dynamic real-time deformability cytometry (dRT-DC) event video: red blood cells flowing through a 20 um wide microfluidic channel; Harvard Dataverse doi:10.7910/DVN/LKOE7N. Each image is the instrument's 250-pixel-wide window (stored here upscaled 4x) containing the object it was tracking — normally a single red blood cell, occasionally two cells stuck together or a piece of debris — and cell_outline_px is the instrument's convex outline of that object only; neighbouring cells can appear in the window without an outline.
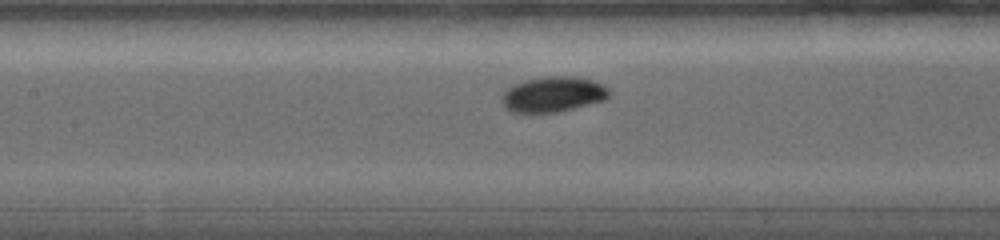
{"species": "common noctule bat (a hibernating species)", "species_latin": "Nyctalus noctula", "temperature_condition": "warm", "stored_images_in_passage": 41, "camera_frame_rate_fps": 5000, "um_per_image_px": 0.085, "animal": {"sex": "female", "body_mass_g": 19.0, "forearm_length_mm": 56.7}, "frame": {"image": 1, "passage_image": 17, "time_ms": 5.6, "image_size_px": [1000, 240], "cell_outline_px": [[612, 92], [604, 100], [556, 112], [532, 116], [512, 112], [504, 108], [500, 100], [500, 96], [512, 84], [524, 80], [548, 76], [576, 76], [592, 80], [608, 88]], "centroid_in_image_um": [46.92, 8.05], "position_along_channel_um": 160.5, "area_um2": 22.77}}
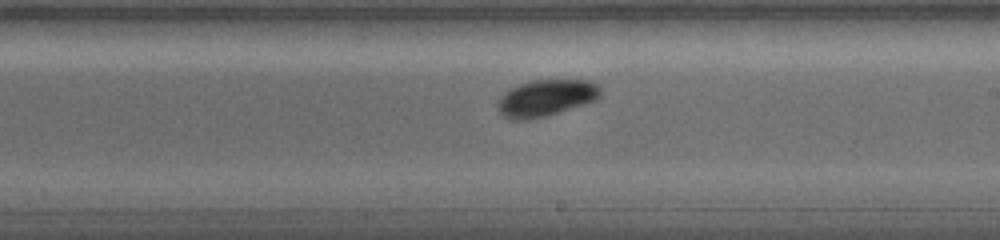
{"frame": {"image": 2, "passage_image": 25, "time_ms": 7.8, "image_size_px": [1000, 240], "cell_outline_px": [[600, 96], [596, 100], [584, 104], [544, 116], [524, 120], [512, 120], [504, 116], [496, 108], [496, 104], [500, 96], [504, 92], [520, 84], [532, 80], [588, 80], [600, 84]], "centroid_in_image_um": [46.4, 8.32], "position_along_channel_um": 242.6, "area_um2": 21.85}}
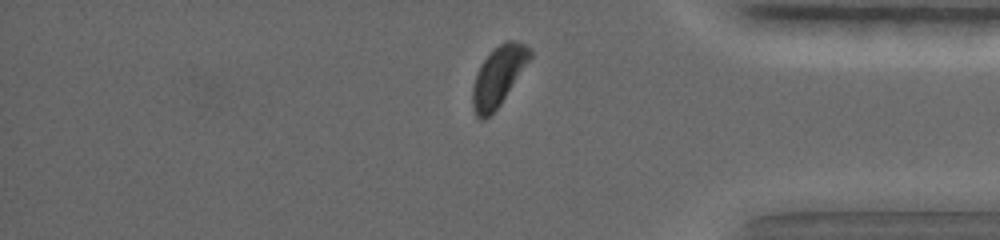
{"frame": {"image": 3, "passage_image": 39, "time_ms": 12.2, "image_size_px": [1000, 240], "cell_outline_px": [[532, 56], [500, 104], [484, 120], [480, 120], [476, 116], [472, 104], [472, 88], [480, 64], [504, 40], [516, 40], [524, 44], [532, 52]], "centroid_in_image_um": [42.35, 6.47], "position_along_channel_um": 392.8, "area_um2": 19.42}, "authors_computed_cell_mechanics": {"area_um2": 21.2704, "velocity_mm_per_s": 3.7422, "shape_relaxation_time_tau1_ms": 1.5757, "shape_relaxation_time_tau2_ms": 2.1273, "deformation_change_tau1": 0.0882, "deformation_change_tau2": 0.0242}}